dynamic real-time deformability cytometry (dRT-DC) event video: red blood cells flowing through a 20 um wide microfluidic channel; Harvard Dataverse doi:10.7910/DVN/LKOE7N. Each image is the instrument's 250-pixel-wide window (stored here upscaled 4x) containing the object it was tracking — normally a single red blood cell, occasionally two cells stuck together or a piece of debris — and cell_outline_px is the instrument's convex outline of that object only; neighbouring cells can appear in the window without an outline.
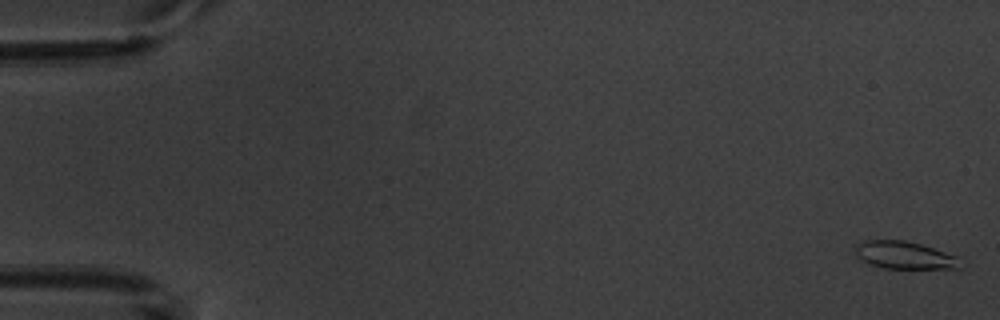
{"species": "common noctule bat (a hibernating species)", "species_latin": "Nyctalus noctula", "temperature_condition": "warm", "stored_images_in_passage": 5, "camera_frame_rate_fps": 3000, "um_per_image_px": 0.085, "animal": {"sex": "male", "body_mass_g": 20.1, "forearm_length_mm": 53.5}, "frame": {"image": 1, "passage_image": 1, "time_ms": 0.0, "image_size_px": [1000, 320], "cell_outline_px": [[960, 268], [884, 268], [868, 264], [856, 256], [852, 244], [864, 240], [904, 240], [920, 244], [956, 256]], "centroid_in_image_um": [76.74, 21.67], "position_along_channel_um": 8.3, "area_um2": 16.76}}
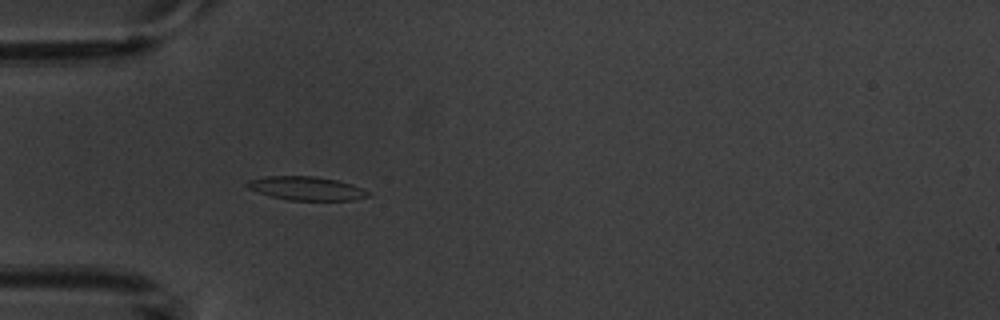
{"frame": {"image": 2, "passage_image": 5, "time_ms": 5.333, "image_size_px": [1000, 320], "cell_outline_px": [[372, 196], [352, 200], [288, 200], [272, 196], [248, 188], [244, 184], [248, 180], [268, 176], [312, 176], [336, 180], [352, 184], [368, 192]], "centroid_in_image_um": [26.04, 16.01], "position_along_channel_um": 59.0, "area_um2": 16.47}}